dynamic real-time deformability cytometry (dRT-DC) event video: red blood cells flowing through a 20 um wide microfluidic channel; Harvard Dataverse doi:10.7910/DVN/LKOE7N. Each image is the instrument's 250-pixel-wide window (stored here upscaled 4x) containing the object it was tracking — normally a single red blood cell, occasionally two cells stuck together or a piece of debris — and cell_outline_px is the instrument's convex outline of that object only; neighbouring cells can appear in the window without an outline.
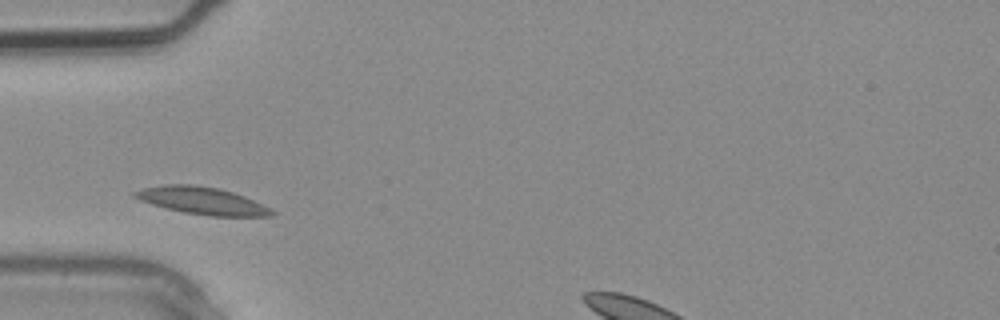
{"species": "common noctule bat (a hibernating species)", "species_latin": "Nyctalus noctula", "temperature_condition": "warm", "stored_images_in_passage": 2, "camera_frame_rate_fps": 3000, "um_per_image_px": 0.085, "animal": {"sex": "male", "body_mass_g": 20.4}, "frame": {"image": 1, "passage_image": 1, "time_ms": 0.0, "image_size_px": [1000, 320], "cell_outline_px": [[276, 212], [272, 216], [208, 216], [184, 212], [152, 204], [140, 200], [132, 196], [132, 192], [144, 188], [164, 184], [192, 184], [216, 188], [232, 192], [244, 196], [272, 208]], "centroid_in_image_um": [17.19, 17.06], "position_along_channel_um": 67.8, "area_um2": 21.68}}